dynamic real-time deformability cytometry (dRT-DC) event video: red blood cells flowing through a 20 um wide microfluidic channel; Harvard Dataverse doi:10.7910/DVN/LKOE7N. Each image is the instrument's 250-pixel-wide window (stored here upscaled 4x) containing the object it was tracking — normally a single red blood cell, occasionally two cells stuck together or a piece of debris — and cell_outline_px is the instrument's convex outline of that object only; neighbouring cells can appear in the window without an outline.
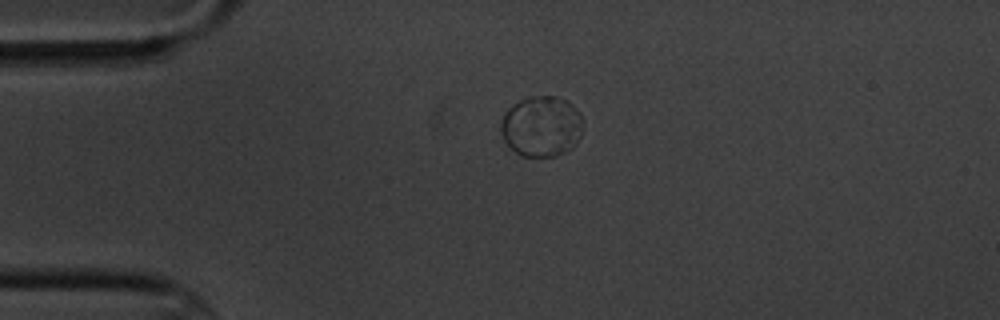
{"species": "common noctule bat (a hibernating species)", "species_latin": "Nyctalus noctula", "temperature_condition": "cold", "stored_images_in_passage": 2, "camera_frame_rate_fps": 3000, "um_per_image_px": 0.085, "animal": {"sex": "male", "body_mass_g": 20.1, "forearm_length_mm": 53.5}, "frame": {"image": 1, "passage_image": 1, "time_ms": 0.0, "image_size_px": [1000, 320], "cell_outline_px": [[580, 136], [576, 144], [572, 148], [556, 156], [520, 156], [504, 140], [500, 132], [500, 124], [504, 112], [512, 104], [528, 96], [556, 96], [568, 100], [580, 112]], "centroid_in_image_um": [46.0, 10.72], "position_along_channel_um": 39.0, "area_um2": 29.13}}